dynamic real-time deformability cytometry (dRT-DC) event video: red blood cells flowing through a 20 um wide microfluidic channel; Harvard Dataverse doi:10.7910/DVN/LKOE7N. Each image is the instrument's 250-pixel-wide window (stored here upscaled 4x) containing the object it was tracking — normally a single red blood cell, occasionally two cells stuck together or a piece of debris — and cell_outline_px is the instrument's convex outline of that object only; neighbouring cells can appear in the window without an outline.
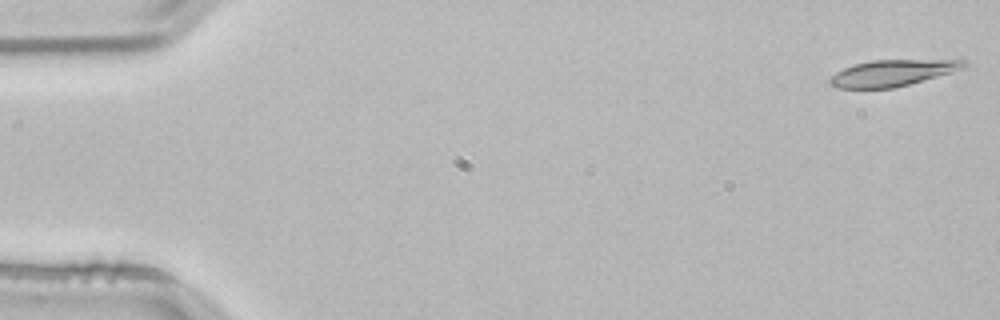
{"species": "common noctule bat (a hibernating species)", "species_latin": "Nyctalus noctula", "temperature_condition": "room temperature", "stored_images_in_passage": 49, "camera_frame_rate_fps": 3000, "um_per_image_px": 0.085, "animal": {"sex": "male", "body_mass_g": 21.5, "forearm_length_mm": 52.0}, "frame": {"image": 1, "passage_image": 1, "time_ms": 0.0, "image_size_px": [1000, 320], "cell_outline_px": [[968, 64], [964, 68], [952, 72], [908, 84], [892, 88], [836, 88], [828, 84], [828, 80], [836, 72], [844, 68], [856, 64], [872, 60], [968, 60]], "centroid_in_image_um": [75.84, 6.2], "position_along_channel_um": 9.2, "area_um2": 20.35}}
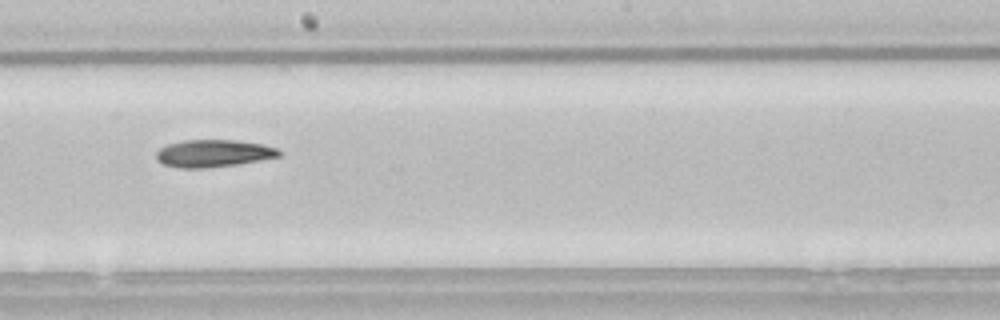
{"frame": {"image": 2, "passage_image": 29, "time_ms": 9.333, "image_size_px": [1000, 320], "cell_outline_px": [[284, 152], [280, 156], [260, 160], [236, 164], [204, 168], [180, 168], [164, 164], [156, 160], [156, 152], [160, 148], [168, 144], [184, 140], [236, 140], [264, 144], [276, 148]], "centroid_in_image_um": [18.16, 13.03], "position_along_channel_um": 230.0, "area_um2": 19.59}}
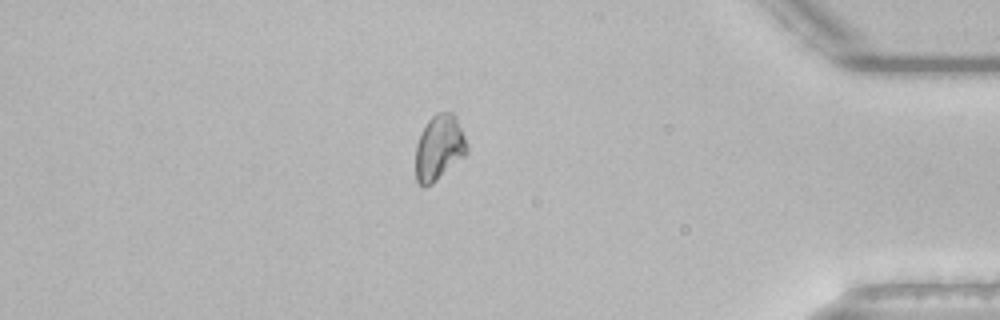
{"frame": {"image": 3, "passage_image": 45, "time_ms": 14.667, "image_size_px": [1000, 320], "cell_outline_px": [[468, 152], [464, 156], [432, 184], [424, 188], [416, 180], [416, 144], [420, 132], [428, 120], [436, 112], [452, 112], [456, 116], [468, 144]], "centroid_in_image_um": [37.32, 12.53], "position_along_channel_um": 397.9, "area_um2": 19.65}}